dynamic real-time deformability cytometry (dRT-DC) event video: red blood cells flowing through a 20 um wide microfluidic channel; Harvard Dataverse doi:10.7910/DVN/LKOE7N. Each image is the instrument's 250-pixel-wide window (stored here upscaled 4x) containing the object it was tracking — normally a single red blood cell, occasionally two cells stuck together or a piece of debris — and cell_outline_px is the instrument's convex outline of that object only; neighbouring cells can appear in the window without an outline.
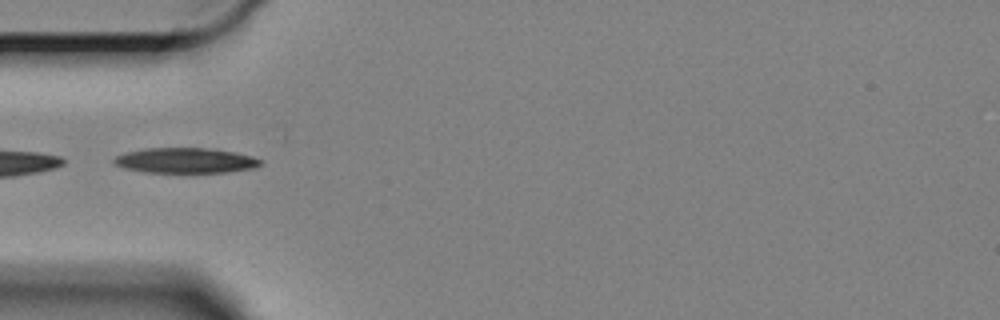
{"species": "Egyptian fruit bat (a non-hibernating species)", "species_latin": "Rousettus aegyptiacus", "temperature_condition": "cold", "stored_images_in_passage": 16, "camera_frame_rate_fps": 3000, "um_per_image_px": 0.085, "animal": {"sex": "female"}, "frame": {"image": 1, "passage_image": 1, "time_ms": 0.0, "image_size_px": [1000, 320], "cell_outline_px": [[260, 164], [256, 168], [224, 172], [144, 172], [124, 168], [116, 164], [112, 160], [116, 156], [128, 152], [144, 148], [212, 148], [236, 152], [252, 156], [260, 160]], "centroid_in_image_um": [15.77, 13.63], "position_along_channel_um": 69.2, "area_um2": 21.44}}
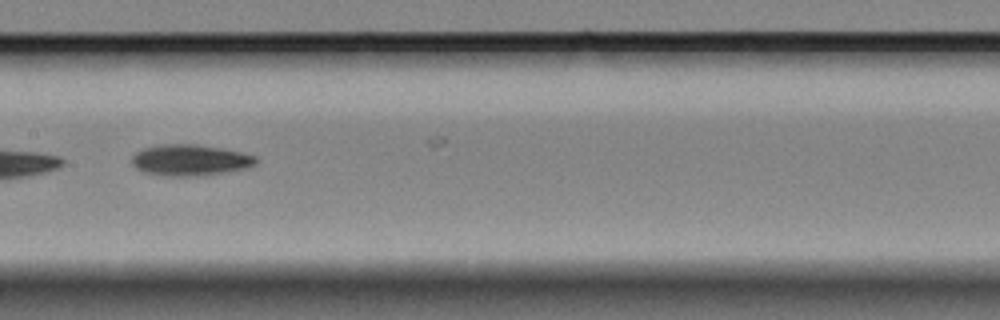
{"frame": {"image": 2, "passage_image": 12, "time_ms": 3.667, "image_size_px": [1000, 320], "cell_outline_px": [[260, 160], [256, 164], [248, 168], [204, 176], [164, 176], [144, 172], [136, 168], [132, 164], [132, 156], [136, 152], [144, 148], [156, 144], [196, 144], [224, 148], [256, 156]], "centroid_in_image_um": [16.19, 13.61], "position_along_channel_um": 191.2, "area_um2": 22.95}}